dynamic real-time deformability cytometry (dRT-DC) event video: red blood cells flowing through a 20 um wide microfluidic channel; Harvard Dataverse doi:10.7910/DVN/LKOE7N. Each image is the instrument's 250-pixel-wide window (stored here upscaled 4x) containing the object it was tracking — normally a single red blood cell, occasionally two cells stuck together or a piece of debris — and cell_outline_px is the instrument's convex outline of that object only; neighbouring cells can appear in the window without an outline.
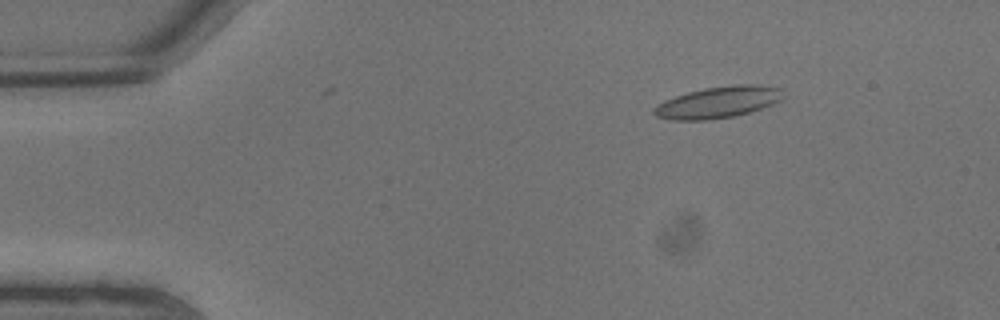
{"species": "common noctule bat (a hibernating species)", "species_latin": "Nyctalus noctula", "temperature_condition": "warm", "stored_images_in_passage": 6, "camera_frame_rate_fps": 3000, "um_per_image_px": 0.085, "animal": {"sex": "male", "body_mass_g": 13.3}, "frame": {"image": 1, "passage_image": 3, "time_ms": 0.667, "image_size_px": [1000, 320], "cell_outline_px": [[784, 96], [780, 100], [772, 104], [736, 116], [708, 120], [672, 120], [656, 116], [652, 112], [652, 108], [656, 104], [664, 100], [688, 92], [704, 88], [732, 84], [756, 84], [780, 88]], "centroid_in_image_um": [61.0, 8.69], "position_along_channel_um": 24.0, "area_um2": 23.81}}
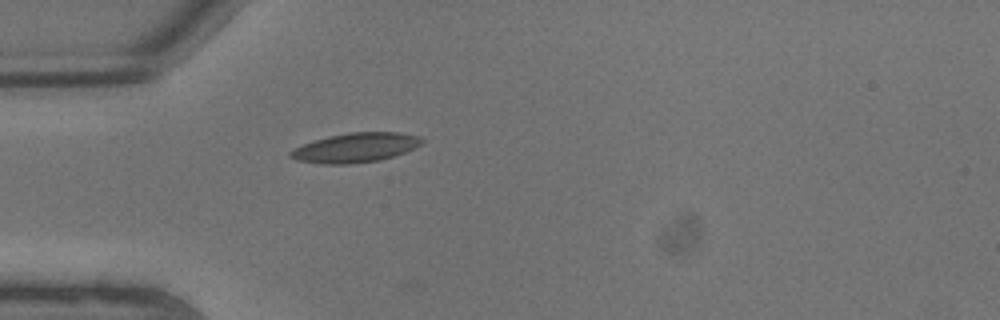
{"frame": {"image": 2, "passage_image": 6, "time_ms": 1.667, "image_size_px": [1000, 320], "cell_outline_px": [[424, 144], [404, 152], [380, 160], [348, 164], [320, 164], [296, 160], [288, 156], [288, 152], [312, 140], [328, 136], [348, 132], [400, 132], [420, 136], [424, 140]], "centroid_in_image_um": [30.22, 12.54], "position_along_channel_um": 54.8, "area_um2": 22.72}}